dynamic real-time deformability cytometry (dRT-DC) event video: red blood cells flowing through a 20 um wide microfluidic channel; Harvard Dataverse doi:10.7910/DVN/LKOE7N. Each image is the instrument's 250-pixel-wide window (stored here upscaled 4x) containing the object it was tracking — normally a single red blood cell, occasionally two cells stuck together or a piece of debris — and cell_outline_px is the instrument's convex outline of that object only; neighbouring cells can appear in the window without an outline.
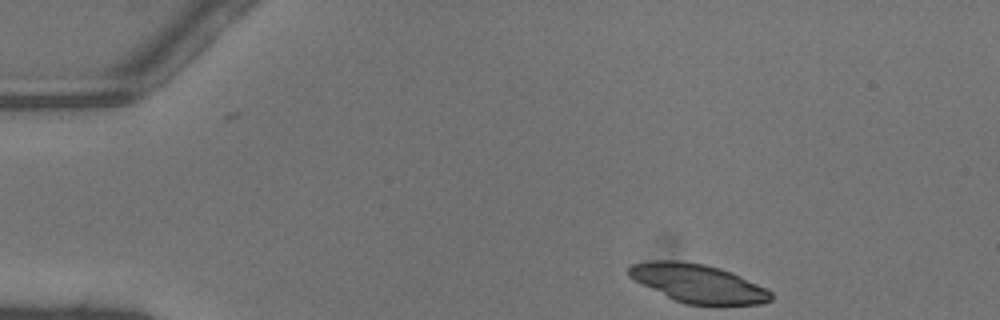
{"species": "common noctule bat (a hibernating species)", "species_latin": "Nyctalus noctula", "temperature_condition": "warm", "stored_images_in_passage": 2, "camera_frame_rate_fps": 3000, "um_per_image_px": 0.085, "animal": {"sex": "male", "body_mass_g": 13.3}, "frame": {"image": 1, "passage_image": 2, "time_ms": 0.333, "image_size_px": [1000, 320], "cell_outline_px": [[772, 300], [760, 304], [684, 304], [672, 300], [628, 276], [628, 268], [632, 264], [652, 260], [676, 260], [704, 264], [720, 268], [732, 272], [772, 292]], "centroid_in_image_um": [59.3, 24.08], "position_along_channel_um": 25.7, "area_um2": 31.56}}